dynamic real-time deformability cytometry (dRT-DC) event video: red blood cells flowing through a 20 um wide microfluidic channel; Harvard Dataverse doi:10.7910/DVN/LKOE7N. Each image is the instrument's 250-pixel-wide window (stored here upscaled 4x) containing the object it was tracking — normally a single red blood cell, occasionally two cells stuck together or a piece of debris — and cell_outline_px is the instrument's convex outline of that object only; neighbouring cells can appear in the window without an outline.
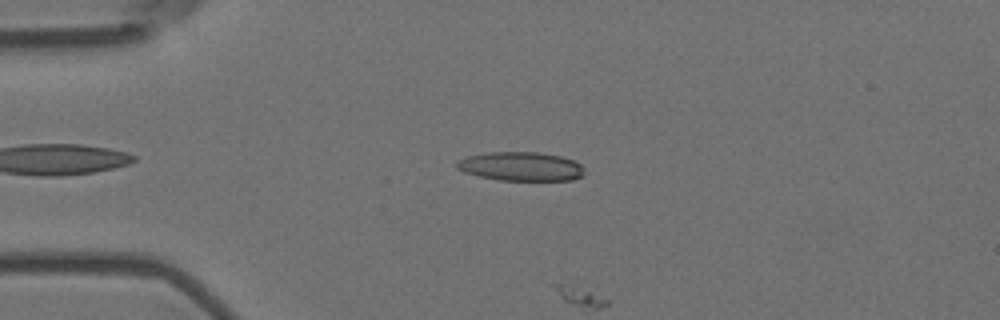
{"species": "Egyptian fruit bat (a non-hibernating species)", "species_latin": "Rousettus aegyptiacus", "temperature_condition": "room temperature", "stored_images_in_passage": 5, "camera_frame_rate_fps": 3000, "um_per_image_px": 0.085, "animal": {"sex": "female"}, "frame": {"image": 1, "passage_image": 4, "time_ms": 1.0, "image_size_px": [1000, 320], "cell_outline_px": [[584, 172], [580, 176], [572, 180], [500, 180], [480, 176], [464, 172], [456, 168], [456, 160], [468, 156], [488, 152], [536, 152], [560, 156], [572, 160], [580, 164], [584, 168]], "centroid_in_image_um": [44.25, 14.14], "position_along_channel_um": 40.8, "area_um2": 21.39}}